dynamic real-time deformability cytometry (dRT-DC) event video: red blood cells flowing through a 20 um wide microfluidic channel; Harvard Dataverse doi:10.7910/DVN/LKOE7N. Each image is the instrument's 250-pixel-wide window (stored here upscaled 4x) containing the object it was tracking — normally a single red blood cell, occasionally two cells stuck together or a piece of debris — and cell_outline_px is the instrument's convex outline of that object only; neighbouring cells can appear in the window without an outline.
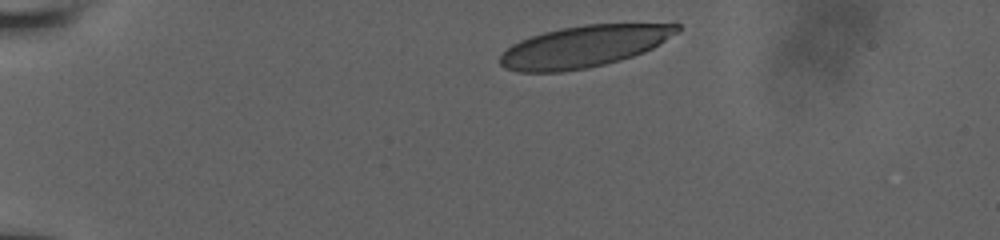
{"species": "human", "species_latin": "Homo sapiens", "temperature_condition": "room temperature", "stored_images_in_passage": 5, "camera_frame_rate_fps": 3000, "um_per_image_px": 0.085, "donor": {"sex": "male"}, "frame": {"image": 1, "passage_image": 1, "time_ms": 0.0, "image_size_px": [1000, 240], "cell_outline_px": [[680, 32], [660, 44], [644, 52], [620, 60], [588, 68], [560, 72], [520, 72], [504, 68], [500, 64], [500, 56], [512, 44], [520, 40], [544, 32], [560, 28], [584, 24], [680, 24]], "centroid_in_image_um": [49.64, 3.95], "position_along_channel_um": 35.4, "area_um2": 42.89}}
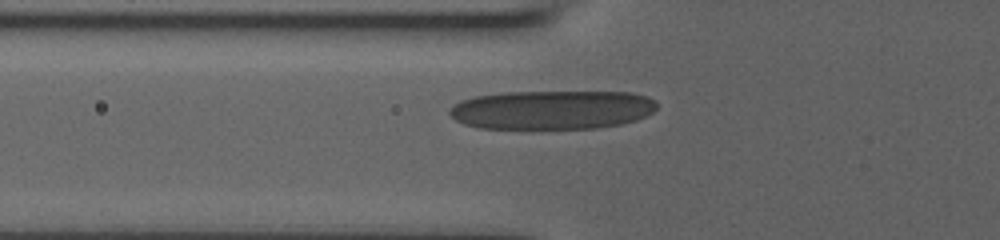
{"frame": {"image": 2, "passage_image": 5, "time_ms": 3.0, "image_size_px": [1000, 240], "cell_outline_px": [[656, 108], [652, 112], [636, 120], [620, 124], [596, 128], [480, 128], [464, 124], [456, 120], [448, 112], [460, 100], [476, 96], [504, 92], [632, 92], [648, 96], [656, 100]], "centroid_in_image_um": [46.95, 9.32], "position_along_channel_um": 78.9, "area_um2": 46.99}}